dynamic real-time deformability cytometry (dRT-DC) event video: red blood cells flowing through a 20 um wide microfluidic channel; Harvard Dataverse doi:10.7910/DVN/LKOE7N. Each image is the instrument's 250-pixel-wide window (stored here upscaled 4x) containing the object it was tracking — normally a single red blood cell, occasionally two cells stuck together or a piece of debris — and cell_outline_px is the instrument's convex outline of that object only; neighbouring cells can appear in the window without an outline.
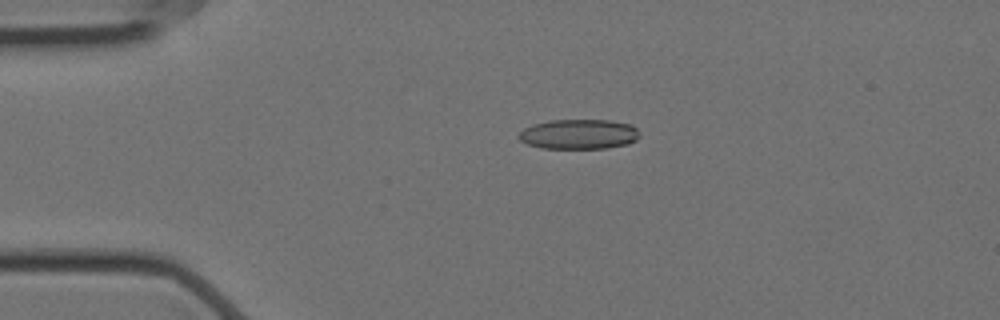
{"species": "Egyptian fruit bat (a non-hibernating species)", "species_latin": "Rousettus aegyptiacus", "temperature_condition": "cold", "stored_images_in_passage": 58, "camera_frame_rate_fps": 3000, "um_per_image_px": 0.085, "animal": {"sex": "female"}, "frame": {"image": 1, "passage_image": 13, "time_ms": 4.0, "image_size_px": [1000, 320], "cell_outline_px": [[640, 136], [636, 140], [628, 144], [604, 148], [540, 148], [528, 144], [520, 140], [516, 136], [524, 128], [532, 124], [548, 120], [608, 120], [632, 124], [640, 132]], "centroid_in_image_um": [49.2, 11.4], "position_along_channel_um": 35.8, "area_um2": 21.21}}
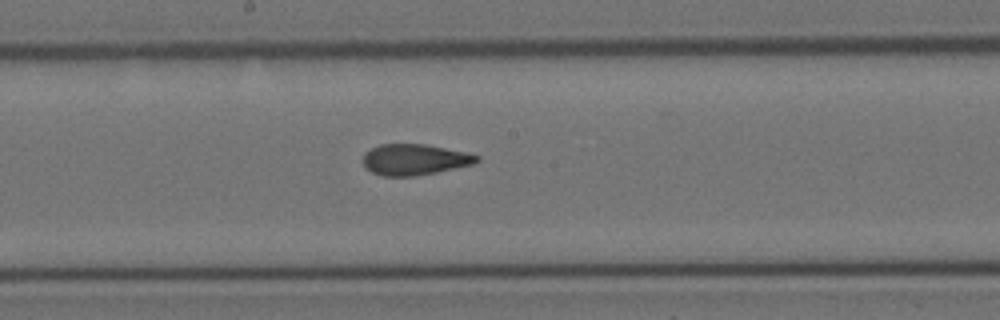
{"frame": {"image": 2, "passage_image": 31, "time_ms": 10.0, "image_size_px": [1000, 320], "cell_outline_px": [[480, 160], [472, 164], [436, 172], [412, 176], [384, 176], [372, 172], [364, 164], [364, 152], [380, 144], [424, 144], [464, 152], [480, 156]], "centroid_in_image_um": [35.23, 13.56], "position_along_channel_um": 213.0, "area_um2": 20.17}}
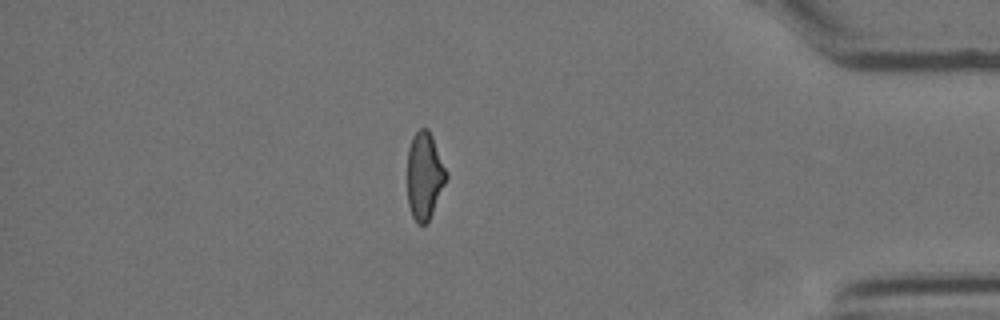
{"frame": {"image": 3, "passage_image": 50, "time_ms": 16.333, "image_size_px": [1000, 320], "cell_outline_px": [[448, 176], [428, 224], [416, 224], [412, 216], [408, 204], [408, 148], [412, 136], [420, 128], [428, 128], [432, 136], [448, 172]], "centroid_in_image_um": [36.09, 14.95], "position_along_channel_um": 399.1, "area_um2": 20.0}, "authors_computed_cell_mechanics": {"area_um2": 20.8658, "velocity_mm_per_s": 3.5301, "shape_relaxation_time_tau1_ms": 9.2135, "shape_relaxation_time_tau2_ms": 2.6597, "deformation_change_tau1": 0.2047, "deformation_change_tau2": 0.0753}}